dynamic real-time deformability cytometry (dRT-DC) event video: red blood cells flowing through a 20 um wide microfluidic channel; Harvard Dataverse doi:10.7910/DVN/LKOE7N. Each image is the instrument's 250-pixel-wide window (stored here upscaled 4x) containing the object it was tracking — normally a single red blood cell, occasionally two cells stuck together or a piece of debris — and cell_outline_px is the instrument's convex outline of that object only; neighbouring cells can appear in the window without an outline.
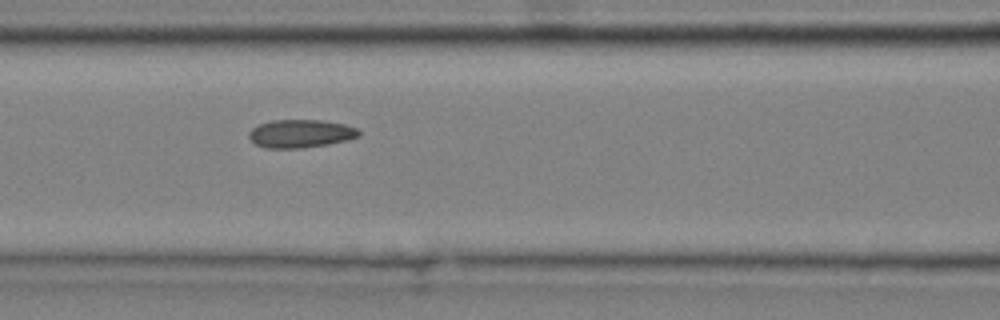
{"species": "common noctule bat (a hibernating species)", "species_latin": "Nyctalus noctula", "temperature_condition": "cold", "stored_images_in_passage": 6, "camera_frame_rate_fps": 3000, "um_per_image_px": 0.085, "animal": {"sex": "male", "body_mass_g": 20.4}, "frame": {"image": 1, "passage_image": 6, "time_ms": 1.667, "image_size_px": [1000, 320], "cell_outline_px": [[360, 136], [348, 140], [328, 144], [300, 148], [264, 148], [256, 144], [248, 136], [248, 132], [252, 128], [260, 124], [272, 120], [324, 120], [344, 124], [356, 128], [360, 132]], "centroid_in_image_um": [25.55, 11.35], "position_along_channel_um": 141.0, "area_um2": 18.03}}